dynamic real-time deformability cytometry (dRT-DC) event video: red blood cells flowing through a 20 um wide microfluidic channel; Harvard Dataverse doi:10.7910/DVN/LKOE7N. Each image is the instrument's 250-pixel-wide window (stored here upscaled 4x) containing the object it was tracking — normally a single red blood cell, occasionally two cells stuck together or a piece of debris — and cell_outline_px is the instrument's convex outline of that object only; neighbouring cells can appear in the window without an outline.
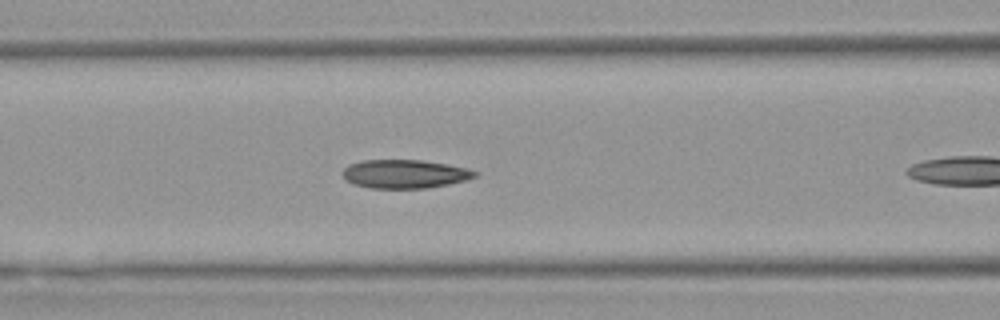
{"species": "Egyptian fruit bat (a non-hibernating species)", "species_latin": "Rousettus aegyptiacus", "temperature_condition": "warm", "stored_images_in_passage": 8, "camera_frame_rate_fps": 3000, "um_per_image_px": 0.085, "animal": {"sex": "female"}, "frame": {"image": 1, "passage_image": 4, "time_ms": 1.0, "image_size_px": [1000, 320], "cell_outline_px": [[476, 176], [464, 180], [448, 184], [424, 188], [372, 188], [356, 184], [344, 180], [340, 172], [348, 164], [360, 160], [420, 160], [448, 164], [468, 168], [476, 172]], "centroid_in_image_um": [34.34, 14.77], "position_along_channel_um": 132.3, "area_um2": 22.02}}
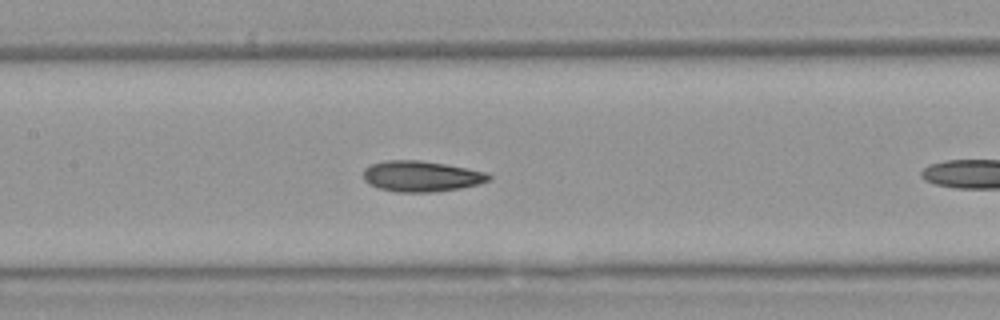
{"frame": {"image": 2, "passage_image": 7, "time_ms": 2.0, "image_size_px": [1000, 320], "cell_outline_px": [[492, 176], [488, 180], [476, 184], [460, 188], [432, 192], [396, 192], [380, 188], [368, 184], [364, 180], [364, 168], [372, 164], [384, 160], [420, 160], [468, 168], [488, 172]], "centroid_in_image_um": [35.79, 14.97], "position_along_channel_um": 171.6, "area_um2": 22.43}}